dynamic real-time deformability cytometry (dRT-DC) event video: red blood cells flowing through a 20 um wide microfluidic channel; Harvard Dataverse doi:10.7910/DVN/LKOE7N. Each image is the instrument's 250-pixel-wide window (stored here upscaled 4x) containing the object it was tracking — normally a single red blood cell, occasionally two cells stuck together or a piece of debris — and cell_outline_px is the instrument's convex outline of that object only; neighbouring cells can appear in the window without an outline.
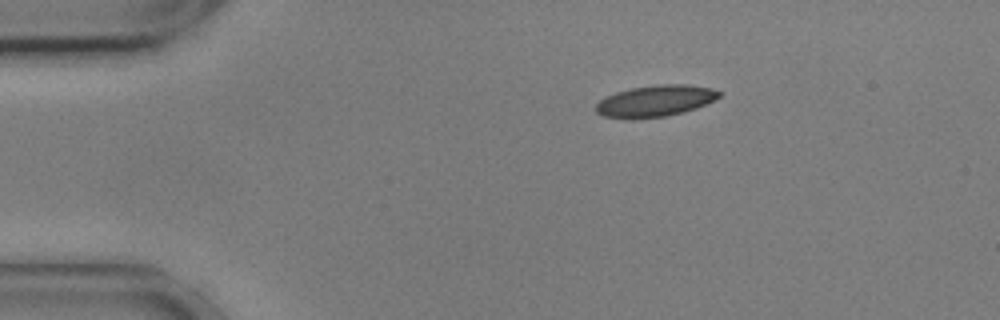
{"species": "common noctule bat (a hibernating species)", "species_latin": "Nyctalus noctula", "temperature_condition": "cold", "stored_images_in_passage": 47, "camera_frame_rate_fps": 3000, "um_per_image_px": 0.085, "animal": {"sex": "male", "body_mass_g": 17.9, "forearm_length_mm": 54.2}, "frame": {"image": 1, "passage_image": 1, "time_ms": 0.0, "image_size_px": [1000, 320], "cell_outline_px": [[724, 92], [720, 96], [696, 108], [684, 112], [664, 116], [604, 116], [596, 112], [596, 104], [604, 96], [616, 92], [632, 88], [660, 84], [688, 84], [712, 88]], "centroid_in_image_um": [55.76, 8.53], "position_along_channel_um": 29.2, "area_um2": 21.85}}
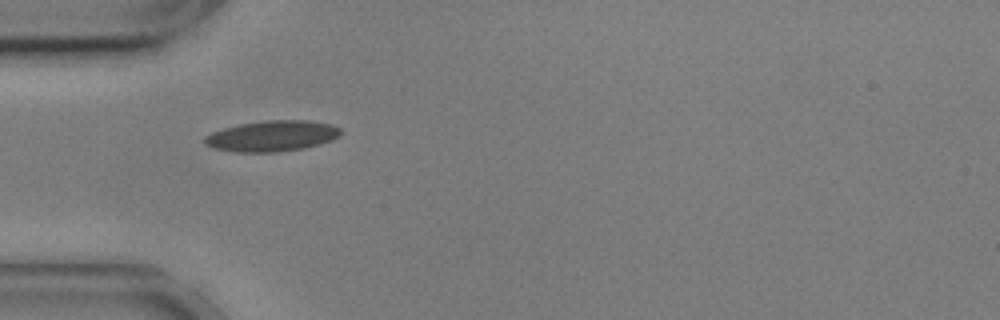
{"frame": {"image": 2, "passage_image": 8, "time_ms": 2.333, "image_size_px": [1000, 320], "cell_outline_px": [[340, 136], [332, 140], [320, 144], [304, 148], [280, 152], [236, 152], [212, 148], [204, 144], [204, 136], [212, 132], [224, 128], [240, 124], [268, 120], [308, 120], [332, 124], [340, 128]], "centroid_in_image_um": [23.12, 11.56], "position_along_channel_um": 61.9, "area_um2": 24.57}}
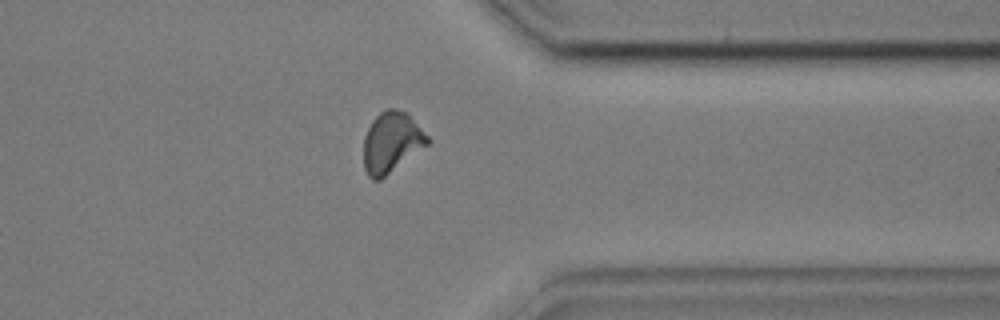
{"frame": {"image": 3, "passage_image": 35, "time_ms": 11.333, "image_size_px": [1000, 320], "cell_outline_px": [[432, 140], [428, 144], [380, 180], [372, 180], [368, 176], [364, 168], [364, 136], [372, 120], [380, 112], [388, 108], [396, 108], [404, 112]], "centroid_in_image_um": [33.25, 12.11], "position_along_channel_um": 378.2, "area_um2": 22.25}, "authors_computed_cell_mechanics": {"area_um2": 22.253, "velocity_mm_per_s": 3.5894, "shape_relaxation_time_tau1_ms": 6.0024, "shape_relaxation_time_tau2_ms": 1.877, "deformation_change_tau1": 0.1135, "deformation_change_tau2": 0.0577}}